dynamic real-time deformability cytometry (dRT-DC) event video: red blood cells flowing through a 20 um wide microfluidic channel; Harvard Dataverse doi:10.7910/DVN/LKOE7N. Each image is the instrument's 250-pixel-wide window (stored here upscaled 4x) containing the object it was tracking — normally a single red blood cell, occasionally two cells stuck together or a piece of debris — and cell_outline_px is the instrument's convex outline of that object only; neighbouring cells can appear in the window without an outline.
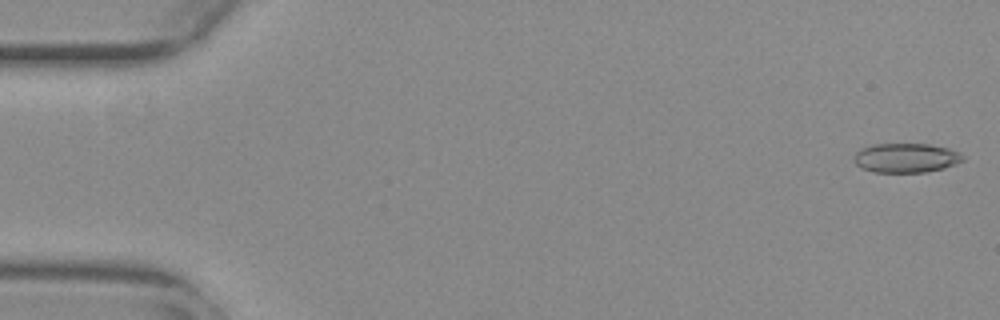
{"species": "common noctule bat (a hibernating species)", "species_latin": "Nyctalus noctula", "temperature_condition": "warm", "stored_images_in_passage": 15, "camera_frame_rate_fps": 3000, "um_per_image_px": 0.085, "animal": {"sex": "female", "body_mass_g": 29.2, "forearm_length_mm": 56.3}, "frame": {"image": 1, "passage_image": 1, "time_ms": 0.0, "image_size_px": [1000, 320], "cell_outline_px": [[964, 160], [956, 164], [944, 168], [924, 172], [872, 172], [860, 168], [852, 160], [852, 156], [860, 148], [872, 144], [928, 144], [948, 148], [960, 152], [964, 156]], "centroid_in_image_um": [76.97, 13.42], "position_along_channel_um": 8.0, "area_um2": 18.9}}
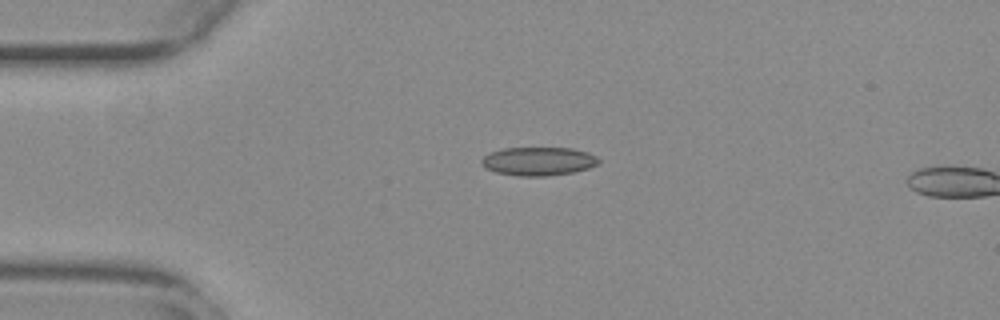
{"frame": {"image": 2, "passage_image": 13, "time_ms": 4.0, "image_size_px": [1000, 320], "cell_outline_px": [[600, 160], [596, 164], [588, 168], [572, 172], [548, 176], [520, 176], [496, 172], [484, 168], [480, 164], [480, 160], [488, 152], [504, 148], [572, 148], [588, 152], [596, 156]], "centroid_in_image_um": [45.71, 13.7], "position_along_channel_um": 39.3, "area_um2": 19.54}}